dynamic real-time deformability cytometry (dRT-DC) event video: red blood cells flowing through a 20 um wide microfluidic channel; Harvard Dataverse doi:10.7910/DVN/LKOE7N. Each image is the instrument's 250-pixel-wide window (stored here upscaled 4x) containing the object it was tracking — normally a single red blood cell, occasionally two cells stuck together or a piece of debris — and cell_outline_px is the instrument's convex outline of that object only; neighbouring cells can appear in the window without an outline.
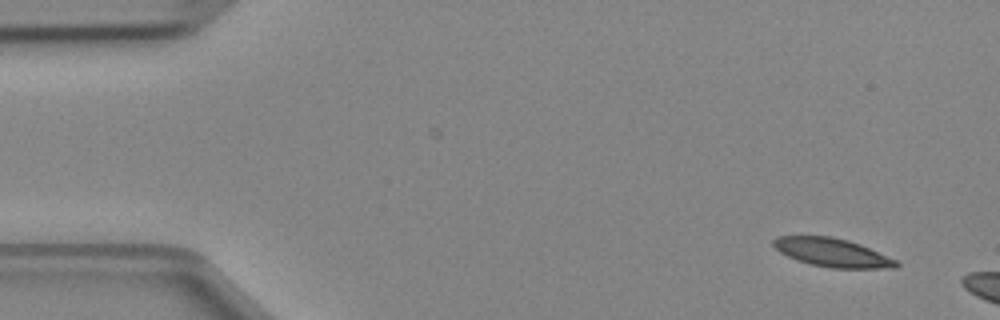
{"species": "Egyptian fruit bat (a non-hibernating species)", "species_latin": "Rousettus aegyptiacus", "temperature_condition": "cold", "stored_images_in_passage": 2, "camera_frame_rate_fps": 3000, "um_per_image_px": 0.085, "animal": {"sex": "female"}, "frame": {"image": 1, "passage_image": 1, "time_ms": 0.0, "image_size_px": [1000, 320], "cell_outline_px": [[900, 264], [896, 268], [832, 268], [812, 264], [796, 260], [780, 252], [772, 244], [772, 240], [776, 236], [832, 236], [848, 240], [860, 244], [900, 260]], "centroid_in_image_um": [70.79, 21.46], "position_along_channel_um": 14.2, "area_um2": 20.58}}